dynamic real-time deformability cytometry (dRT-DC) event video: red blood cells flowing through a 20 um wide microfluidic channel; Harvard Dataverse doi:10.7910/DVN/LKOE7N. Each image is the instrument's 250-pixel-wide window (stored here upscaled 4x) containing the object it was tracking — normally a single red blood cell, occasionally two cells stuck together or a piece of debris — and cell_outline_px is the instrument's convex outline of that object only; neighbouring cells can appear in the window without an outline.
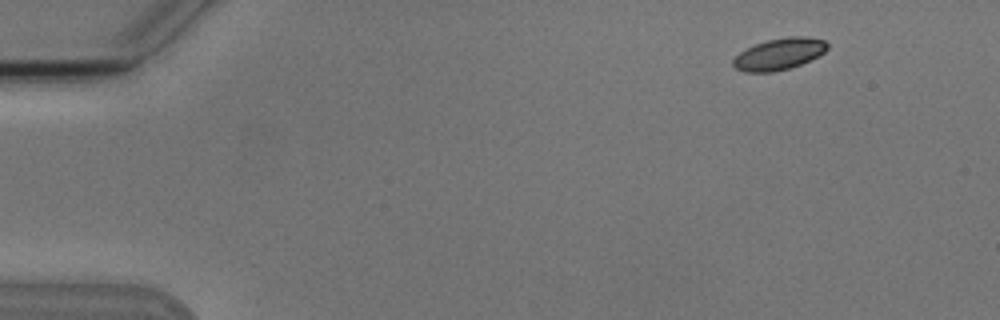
{"species": "Egyptian fruit bat (a non-hibernating species)", "species_latin": "Rousettus aegyptiacus", "temperature_condition": "cold", "stored_images_in_passage": 6, "camera_frame_rate_fps": 3000, "um_per_image_px": 0.085, "animal": {"sex": "male"}, "frame": {"image": 1, "passage_image": 6, "time_ms": 7.0, "image_size_px": [1000, 320], "cell_outline_px": [[828, 48], [824, 52], [800, 64], [788, 68], [772, 72], [744, 72], [736, 68], [732, 64], [732, 60], [740, 52], [756, 44], [768, 40], [788, 36], [804, 36], [824, 40], [828, 44]], "centroid_in_image_um": [66.21, 4.59], "position_along_channel_um": 18.8, "area_um2": 17.05}}